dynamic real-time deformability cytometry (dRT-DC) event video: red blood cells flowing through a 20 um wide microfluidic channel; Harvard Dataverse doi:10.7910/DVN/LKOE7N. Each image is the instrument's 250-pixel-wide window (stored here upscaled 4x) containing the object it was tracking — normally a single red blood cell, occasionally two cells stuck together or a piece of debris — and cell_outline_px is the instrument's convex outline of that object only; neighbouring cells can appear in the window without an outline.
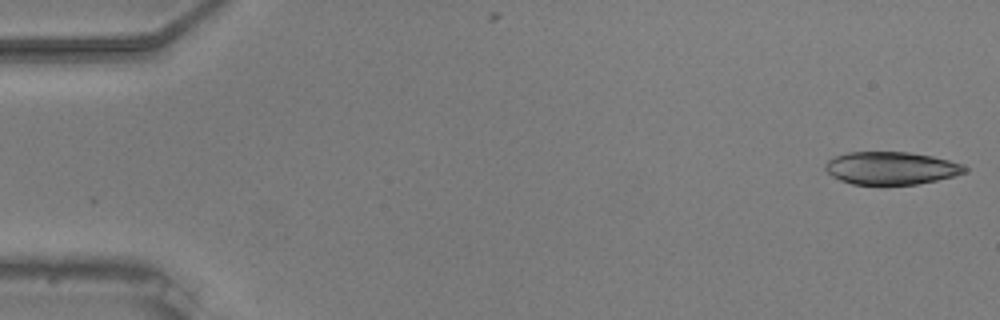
{"species": "common noctule bat (a hibernating species)", "species_latin": "Nyctalus noctula", "temperature_condition": "warm", "stored_images_in_passage": 54, "camera_frame_rate_fps": 3000, "um_per_image_px": 0.085, "animal": {"sex": "male", "body_mass_g": 20.5, "forearm_length_mm": 52.5}, "frame": {"image": 1, "passage_image": 1, "time_ms": 0.0, "image_size_px": [1000, 320], "cell_outline_px": [[968, 168], [964, 172], [956, 176], [916, 184], [852, 184], [840, 180], [832, 176], [824, 168], [824, 164], [828, 160], [836, 156], [848, 152], [908, 152], [932, 156], [964, 164]], "centroid_in_image_um": [75.75, 14.28], "position_along_channel_um": 9.3, "area_um2": 26.53}}
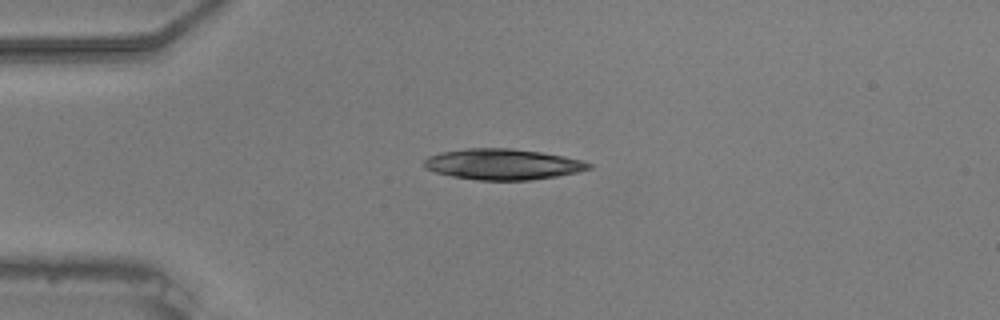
{"frame": {"image": 2, "passage_image": 13, "time_ms": 4.0, "image_size_px": [1000, 320], "cell_outline_px": [[592, 168], [576, 172], [556, 176], [528, 180], [476, 180], [452, 176], [436, 172], [424, 168], [424, 160], [428, 156], [440, 152], [468, 148], [512, 148], [540, 152], [564, 156], [584, 160], [592, 164]], "centroid_in_image_um": [42.73, 13.95], "position_along_channel_um": 42.3, "area_um2": 29.59}}
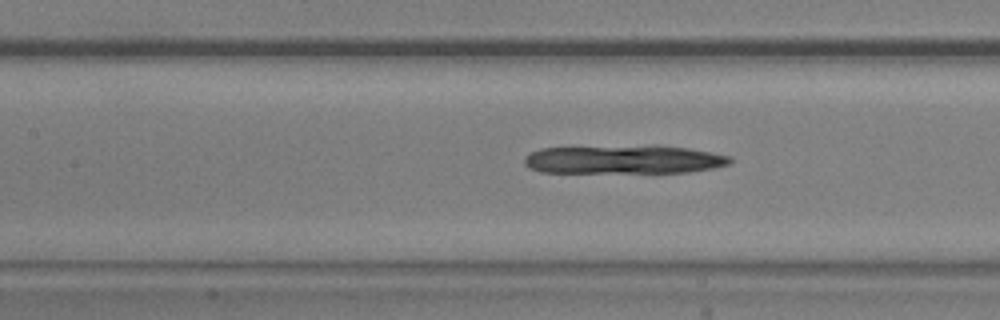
{"frame": {"image": 3, "passage_image": 24, "time_ms": 7.667, "image_size_px": [1000, 320], "cell_outline_px": [[732, 160], [728, 164], [712, 168], [688, 172], [540, 172], [528, 168], [524, 164], [524, 156], [540, 148], [688, 148], [712, 152], [732, 156]], "centroid_in_image_um": [52.99, 13.6], "position_along_channel_um": 154.4, "area_um2": 32.71}}